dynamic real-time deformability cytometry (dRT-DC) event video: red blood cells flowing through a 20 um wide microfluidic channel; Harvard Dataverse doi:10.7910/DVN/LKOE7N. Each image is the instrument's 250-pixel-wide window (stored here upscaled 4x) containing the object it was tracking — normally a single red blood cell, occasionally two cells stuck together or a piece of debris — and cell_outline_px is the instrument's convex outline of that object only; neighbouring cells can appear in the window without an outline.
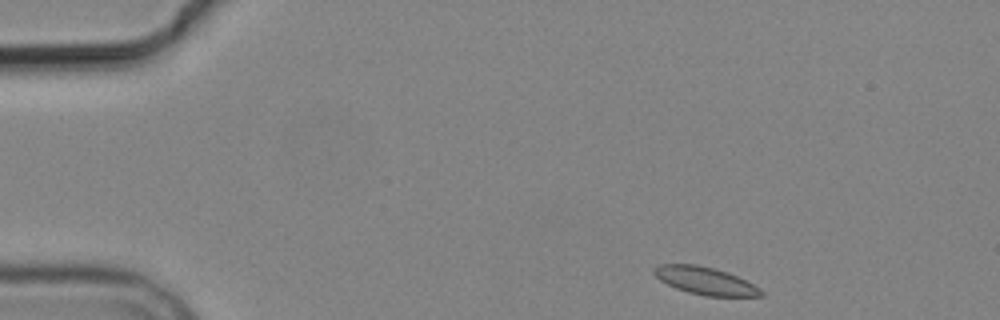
{"species": "common noctule bat (a hibernating species)", "species_latin": "Nyctalus noctula", "temperature_condition": "cold", "stored_images_in_passage": 4, "camera_frame_rate_fps": 3000, "um_per_image_px": 0.085, "animal": {"sex": "male", "body_mass_g": 19.2, "forearm_length_mm": 51.8}, "frame": {"image": 1, "passage_image": 1, "time_ms": 0.0, "image_size_px": [1000, 320], "cell_outline_px": [[764, 296], [704, 296], [688, 292], [676, 288], [660, 280], [652, 272], [652, 268], [660, 264], [696, 264], [728, 272], [760, 288], [764, 292]], "centroid_in_image_um": [59.92, 23.86], "position_along_channel_um": 25.1, "area_um2": 17.11}}
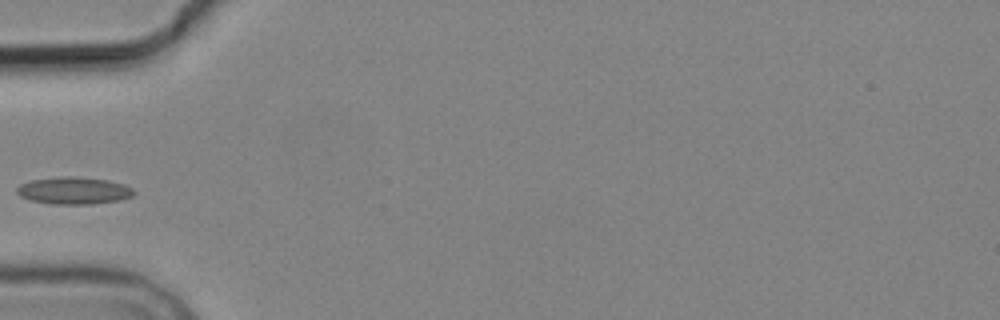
{"frame": {"image": 2, "passage_image": 4, "time_ms": 3.667, "image_size_px": [1000, 320], "cell_outline_px": [[136, 192], [132, 196], [120, 200], [92, 204], [52, 204], [32, 200], [20, 196], [16, 192], [16, 188], [20, 184], [32, 180], [64, 176], [72, 176], [108, 180], [124, 184], [132, 188]], "centroid_in_image_um": [6.29, 16.2], "position_along_channel_um": 78.7, "area_um2": 18.5}}